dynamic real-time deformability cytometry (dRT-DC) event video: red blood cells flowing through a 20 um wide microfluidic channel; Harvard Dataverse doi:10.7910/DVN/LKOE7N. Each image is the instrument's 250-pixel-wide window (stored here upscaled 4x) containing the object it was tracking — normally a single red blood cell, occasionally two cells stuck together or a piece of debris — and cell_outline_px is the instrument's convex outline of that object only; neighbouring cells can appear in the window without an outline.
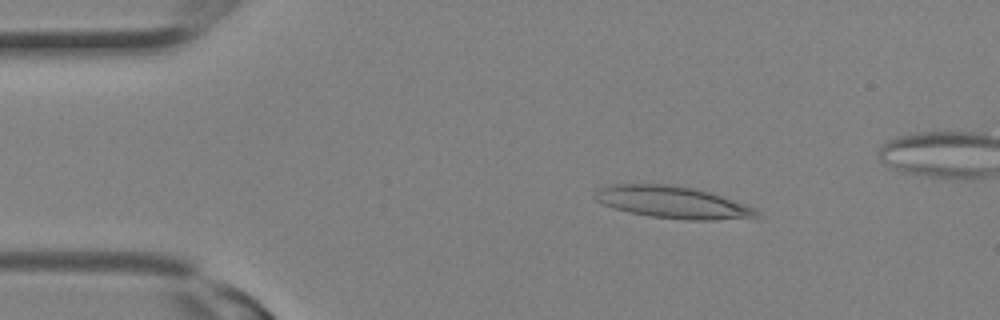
{"species": "Egyptian fruit bat (a non-hibernating species)", "species_latin": "Rousettus aegyptiacus", "temperature_condition": "room temperature", "stored_images_in_passage": 14, "camera_frame_rate_fps": 3000, "um_per_image_px": 0.085, "animal": {"sex": "female"}, "frame": {"image": 1, "passage_image": 3, "time_ms": 0.667, "image_size_px": [1000, 320], "cell_outline_px": [[760, 216], [712, 220], [688, 220], [648, 216], [628, 212], [604, 204], [596, 200], [596, 192], [600, 188], [612, 184], [668, 184], [692, 188], [708, 192], [756, 208], [760, 212]], "centroid_in_image_um": [57.17, 17.2], "position_along_channel_um": 27.8, "area_um2": 29.71}}
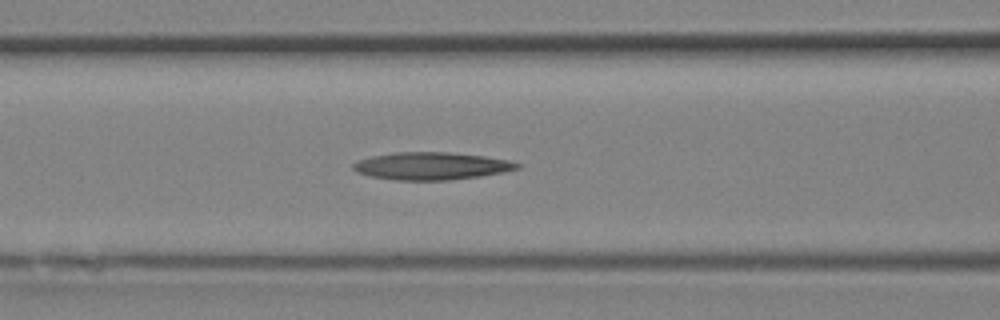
{"frame": {"image": 2, "passage_image": 10, "time_ms": 3.0, "image_size_px": [1000, 320], "cell_outline_px": [[520, 168], [480, 176], [448, 180], [396, 180], [372, 176], [356, 172], [352, 168], [352, 164], [356, 160], [372, 156], [396, 152], [448, 152], [484, 156], [508, 160], [520, 164]], "centroid_in_image_um": [36.62, 14.1], "position_along_channel_um": 130.0, "area_um2": 26.13}}
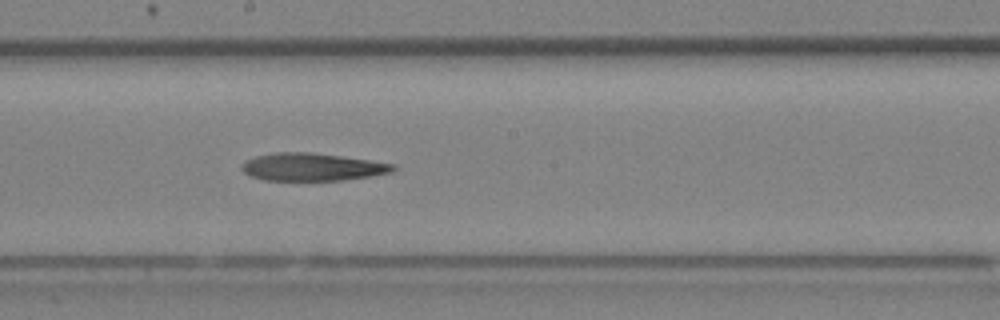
{"frame": {"image": 3, "passage_image": 14, "time_ms": 4.333, "image_size_px": [1000, 320], "cell_outline_px": [[396, 168], [392, 172], [372, 176], [344, 180], [264, 180], [252, 176], [244, 172], [240, 168], [244, 160], [256, 156], [276, 152], [308, 152], [340, 156], [396, 164]], "centroid_in_image_um": [26.53, 14.19], "position_along_channel_um": 221.7, "area_um2": 24.33}}